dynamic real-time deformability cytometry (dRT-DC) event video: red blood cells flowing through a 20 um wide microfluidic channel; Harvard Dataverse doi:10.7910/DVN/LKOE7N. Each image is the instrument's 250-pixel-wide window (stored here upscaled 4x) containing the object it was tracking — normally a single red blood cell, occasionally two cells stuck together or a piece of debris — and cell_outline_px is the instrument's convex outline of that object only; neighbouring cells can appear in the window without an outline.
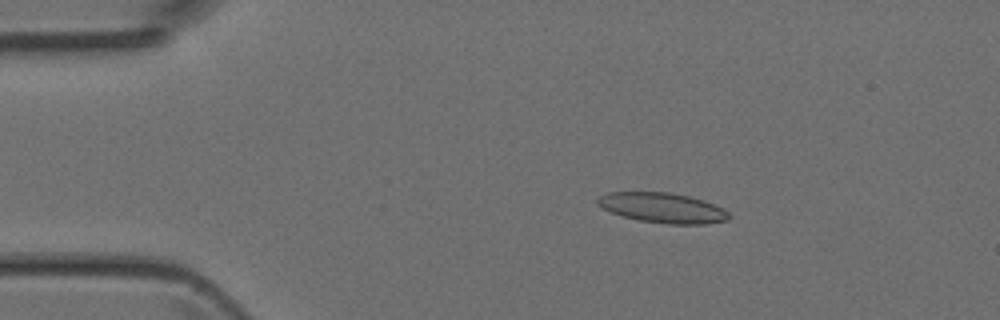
{"species": "Egyptian fruit bat (a non-hibernating species)", "species_latin": "Rousettus aegyptiacus", "temperature_condition": "room temperature", "stored_images_in_passage": 5, "camera_frame_rate_fps": 3000, "um_per_image_px": 0.085, "animal": {"sex": "female"}, "frame": {"image": 1, "passage_image": 3, "time_ms": 0.667, "image_size_px": [1000, 320], "cell_outline_px": [[732, 216], [728, 220], [704, 224], [668, 224], [640, 220], [624, 216], [612, 212], [596, 204], [596, 200], [600, 196], [608, 192], [668, 192], [688, 196], [704, 200], [724, 208]], "centroid_in_image_um": [56.36, 17.66], "position_along_channel_um": 28.6, "area_um2": 22.95}}
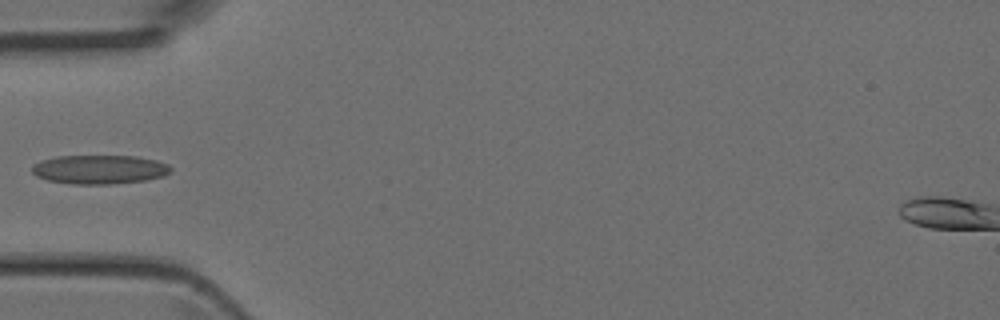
{"frame": {"image": 2, "passage_image": 5, "time_ms": 1.333, "image_size_px": [1000, 320], "cell_outline_px": [[172, 172], [164, 176], [148, 180], [108, 184], [72, 184], [48, 180], [36, 176], [32, 172], [32, 164], [40, 160], [56, 156], [136, 156], [156, 160], [168, 164], [172, 168]], "centroid_in_image_um": [8.47, 14.4], "position_along_channel_um": 76.5, "area_um2": 23.64}}